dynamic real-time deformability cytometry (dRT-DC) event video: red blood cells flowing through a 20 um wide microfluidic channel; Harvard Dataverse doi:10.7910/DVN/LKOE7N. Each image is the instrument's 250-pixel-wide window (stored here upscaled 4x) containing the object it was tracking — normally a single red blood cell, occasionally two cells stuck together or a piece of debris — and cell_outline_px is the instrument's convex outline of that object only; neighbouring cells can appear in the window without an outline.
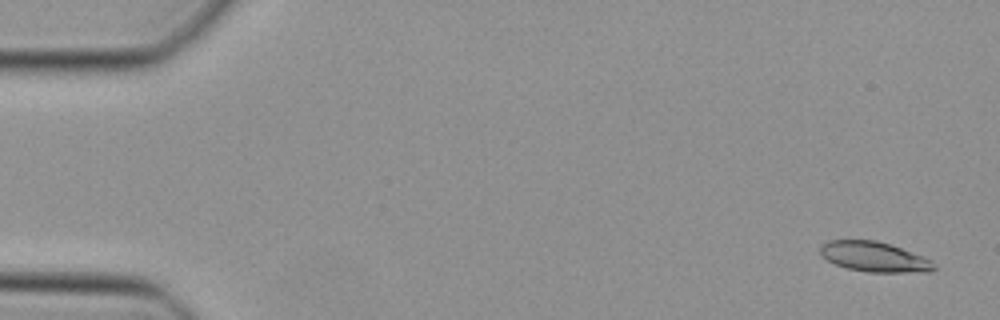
{"species": "Egyptian fruit bat (a non-hibernating species)", "species_latin": "Rousettus aegyptiacus", "temperature_condition": "cold", "stored_images_in_passage": 21, "camera_frame_rate_fps": 3000, "um_per_image_px": 0.085, "animal": {"sex": "female"}, "frame": {"image": 1, "passage_image": 2, "time_ms": 0.333, "image_size_px": [1000, 320], "cell_outline_px": [[936, 268], [928, 272], [868, 272], [848, 268], [836, 264], [820, 256], [820, 248], [828, 240], [876, 240], [900, 248], [932, 260], [936, 264]], "centroid_in_image_um": [74.32, 21.83], "position_along_channel_um": 10.7, "area_um2": 19.71}}
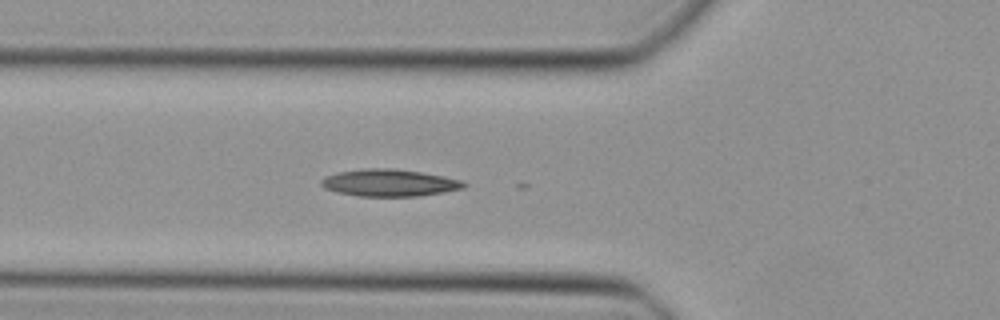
{"frame": {"image": 2, "passage_image": 17, "time_ms": 5.333, "image_size_px": [1000, 320], "cell_outline_px": [[468, 184], [464, 188], [444, 192], [420, 196], [360, 196], [336, 192], [324, 188], [320, 184], [320, 180], [324, 176], [336, 172], [364, 168], [392, 168], [420, 172], [444, 176], [464, 180]], "centroid_in_image_um": [33.09, 15.53], "position_along_channel_um": 92.7, "area_um2": 22.77}}
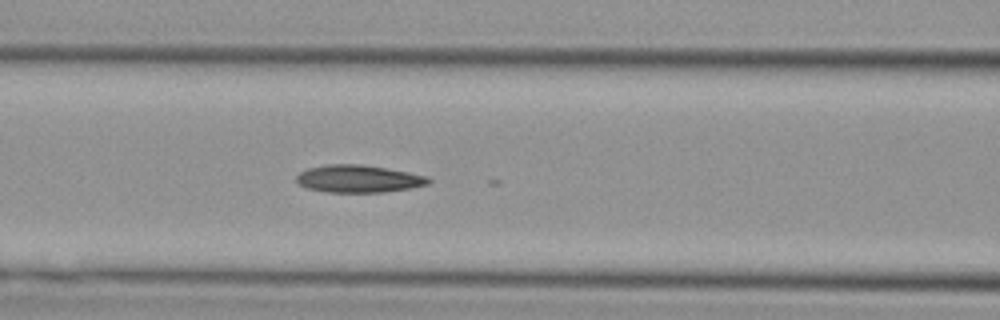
{"frame": {"image": 3, "passage_image": 20, "time_ms": 6.333, "image_size_px": [1000, 320], "cell_outline_px": [[432, 180], [428, 184], [408, 188], [380, 192], [328, 192], [304, 188], [296, 180], [296, 176], [300, 172], [308, 168], [328, 164], [360, 164], [408, 172], [428, 176]], "centroid_in_image_um": [30.44, 15.19], "position_along_channel_um": 136.2, "area_um2": 20.98}}